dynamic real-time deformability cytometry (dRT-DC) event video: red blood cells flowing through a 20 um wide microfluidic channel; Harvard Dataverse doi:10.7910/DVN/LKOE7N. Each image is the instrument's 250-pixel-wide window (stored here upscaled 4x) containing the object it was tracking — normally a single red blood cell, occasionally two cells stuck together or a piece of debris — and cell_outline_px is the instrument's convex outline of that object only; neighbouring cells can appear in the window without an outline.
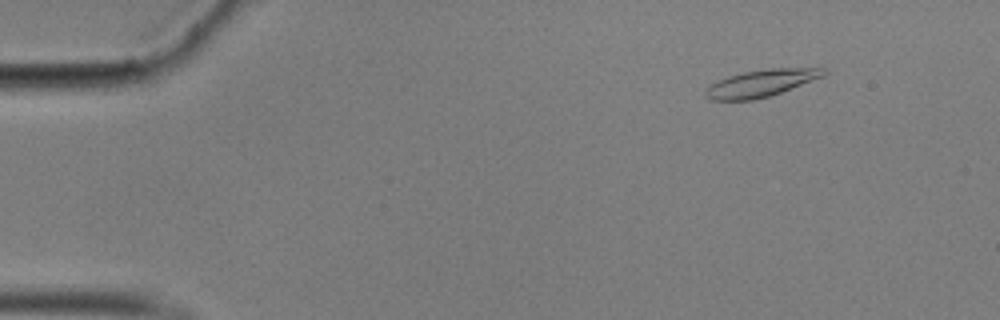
{"species": "common noctule bat (a hibernating species)", "species_latin": "Nyctalus noctula", "temperature_condition": "cold", "stored_images_in_passage": 58, "camera_frame_rate_fps": 3000, "um_per_image_px": 0.085, "animal": {"sex": "male", "body_mass_g": 17.9}, "frame": {"image": 1, "passage_image": 7, "time_ms": 2.0, "image_size_px": [1000, 320], "cell_outline_px": [[828, 72], [824, 76], [780, 92], [768, 96], [752, 100], [712, 100], [704, 92], [712, 84], [728, 76], [744, 72], [772, 68], [828, 68]], "centroid_in_image_um": [64.75, 7.06], "position_along_channel_um": 20.3, "area_um2": 18.21}}
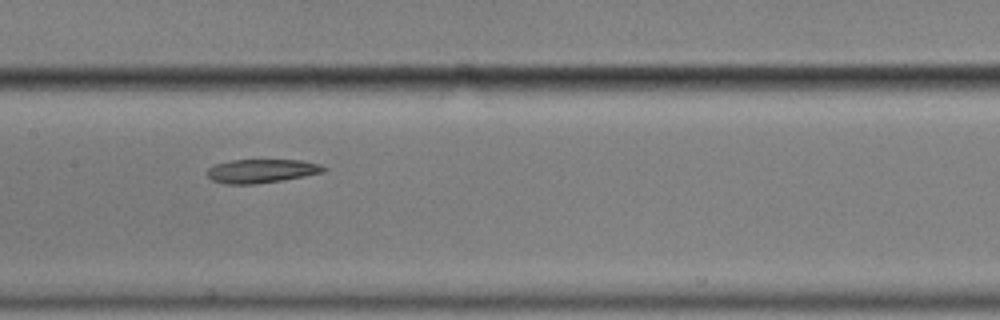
{"frame": {"image": 2, "passage_image": 29, "time_ms": 9.333, "image_size_px": [1000, 320], "cell_outline_px": [[328, 168], [324, 172], [284, 180], [256, 184], [224, 184], [212, 180], [204, 172], [208, 168], [216, 164], [232, 160], [300, 160], [320, 164]], "centroid_in_image_um": [22.22, 14.54], "position_along_channel_um": 185.2, "area_um2": 16.24}}
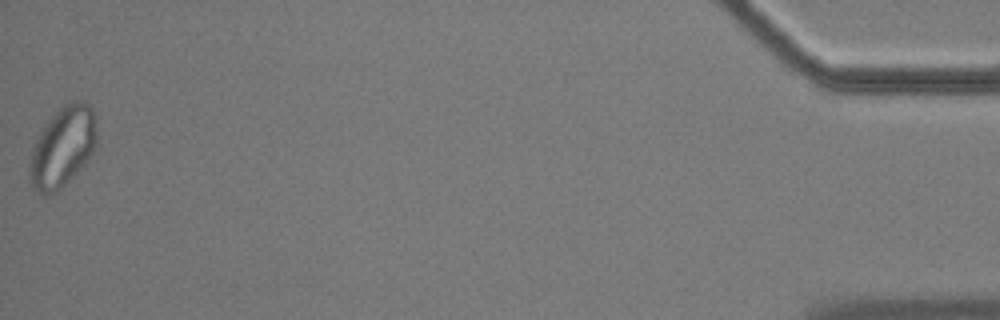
{"frame": {"image": 3, "passage_image": 58, "time_ms": 19.0, "image_size_px": [1000, 320], "cell_outline_px": [[96, 144], [88, 160], [56, 192], [44, 196], [36, 192], [32, 188], [28, 180], [28, 172], [32, 152], [40, 132], [48, 120], [68, 100], [80, 100], [88, 104], [92, 108], [96, 116]], "centroid_in_image_um": [5.32, 12.49], "position_along_channel_um": 429.9, "area_um2": 31.39}, "authors_computed_cell_mechanics": {"area_um2": 18.4671, "velocity_mm_per_s": 3.4748, "shape_relaxation_time_tau1_ms": null, "shape_relaxation_time_tau2_ms": 2.2604, "deformation_change_tau1": null, "deformation_change_tau2": 0.0802}}